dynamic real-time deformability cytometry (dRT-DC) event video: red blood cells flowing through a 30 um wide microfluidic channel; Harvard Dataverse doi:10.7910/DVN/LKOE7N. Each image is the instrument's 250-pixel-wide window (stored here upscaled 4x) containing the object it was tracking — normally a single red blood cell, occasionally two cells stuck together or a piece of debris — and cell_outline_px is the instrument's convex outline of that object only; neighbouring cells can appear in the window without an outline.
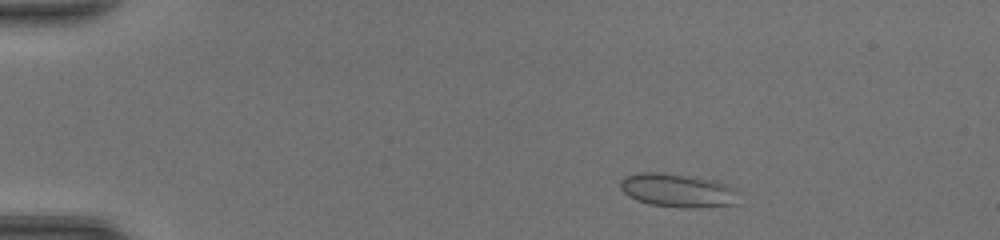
{"species": "common noctule bat (a hibernating species)", "species_latin": "Nyctalus noctula", "temperature_condition": "room temperature", "stored_images_in_passage": 44, "camera_frame_rate_fps": 3000, "um_per_image_px": 0.085, "animal": {"sex": "female", "body_mass_g": 20.0, "forearm_length_mm": 54.0}, "frame": {"image": 1, "passage_image": 5, "time_ms": 1.333, "image_size_px": [1000, 240], "cell_outline_px": [[740, 204], [692, 208], [684, 208], [648, 204], [636, 200], [628, 196], [620, 188], [620, 180], [624, 176], [636, 172], [656, 172], [716, 180], [736, 188], [740, 192]], "centroid_in_image_um": [57.65, 16.2], "position_along_channel_um": 27.3, "area_um2": 23.64}}
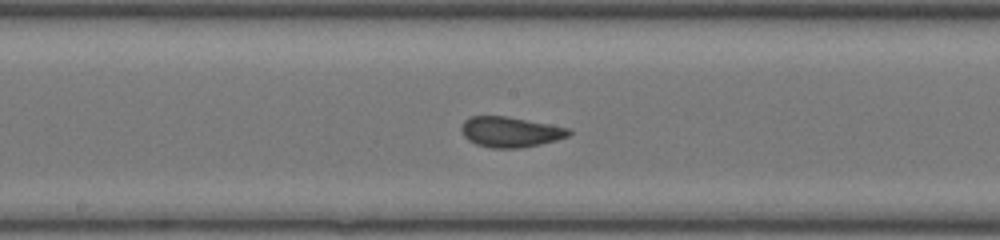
{"frame": {"image": 2, "passage_image": 23, "time_ms": 7.333, "image_size_px": [1000, 240], "cell_outline_px": [[572, 132], [568, 136], [556, 140], [540, 144], [520, 148], [492, 148], [476, 144], [468, 140], [464, 136], [460, 128], [464, 120], [468, 116], [508, 116], [572, 128]], "centroid_in_image_um": [43.38, 11.2], "position_along_channel_um": 204.8, "area_um2": 19.25}}
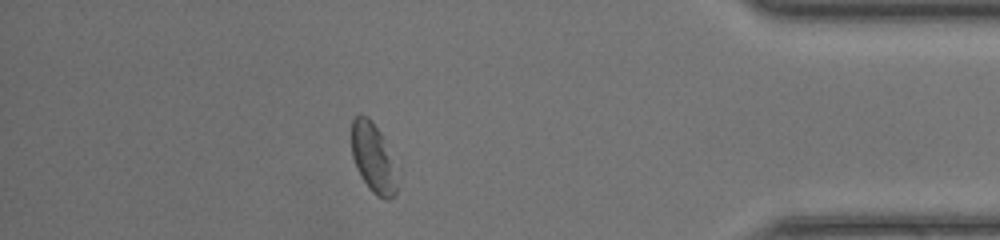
{"frame": {"image": 3, "passage_image": 39, "time_ms": 12.667, "image_size_px": [1000, 240], "cell_outline_px": [[400, 168], [396, 192], [388, 200], [384, 200], [376, 196], [368, 188], [360, 176], [356, 168], [352, 156], [352, 120], [356, 116], [368, 116], [372, 120], [380, 132]], "centroid_in_image_um": [31.78, 13.47], "position_along_channel_um": 403.4, "area_um2": 19.19}, "authors_computed_cell_mechanics": {"area_um2": 19.3919, "velocity_mm_per_s": 4.3848, "shape_relaxation_time_tau1_ms": 4.4949, "shape_relaxation_time_tau2_ms": null, "deformation_change_tau1": 0.1211, "deformation_change_tau2": null}}